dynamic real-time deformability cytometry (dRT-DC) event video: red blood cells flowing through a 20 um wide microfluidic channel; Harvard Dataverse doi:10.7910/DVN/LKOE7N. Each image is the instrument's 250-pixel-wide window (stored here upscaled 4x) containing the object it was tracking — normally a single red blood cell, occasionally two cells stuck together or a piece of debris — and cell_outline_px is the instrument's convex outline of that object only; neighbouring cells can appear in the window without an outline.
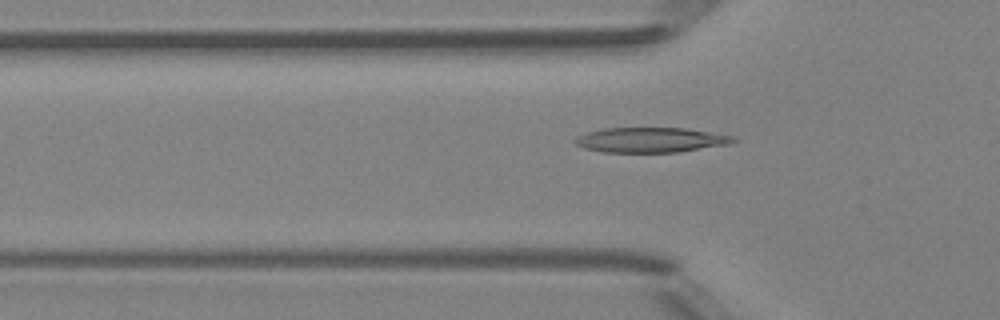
{"species": "Egyptian fruit bat (a non-hibernating species)", "species_latin": "Rousettus aegyptiacus", "temperature_condition": "room temperature", "stored_images_in_passage": 49, "camera_frame_rate_fps": 3000, "um_per_image_px": 0.085, "animal": {"sex": "female"}, "frame": {"image": 1, "passage_image": 16, "time_ms": 5.0, "image_size_px": [1000, 320], "cell_outline_px": [[740, 140], [728, 144], [680, 152], [604, 152], [584, 148], [576, 144], [572, 140], [588, 132], [604, 128], [684, 128], [736, 136]], "centroid_in_image_um": [55.36, 11.89], "position_along_channel_um": 70.4, "area_um2": 23.0}}
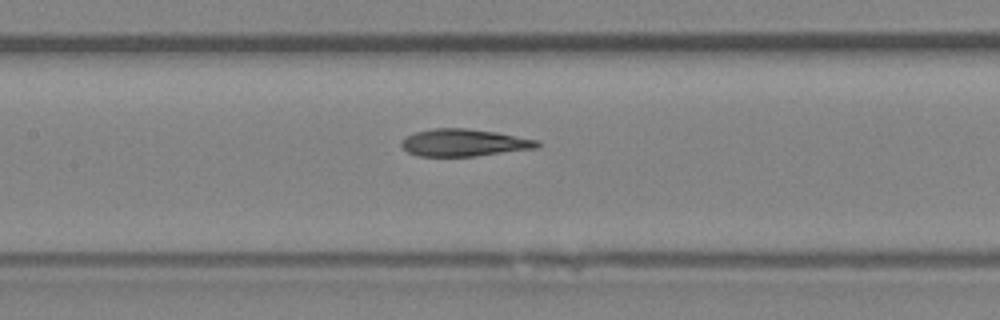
{"frame": {"image": 2, "passage_image": 23, "time_ms": 7.333, "image_size_px": [1000, 320], "cell_outline_px": [[540, 148], [476, 156], [416, 156], [408, 152], [400, 144], [400, 140], [416, 132], [432, 128], [468, 128], [496, 132], [540, 140]], "centroid_in_image_um": [39.48, 12.13], "position_along_channel_um": 167.9, "area_um2": 21.79}}
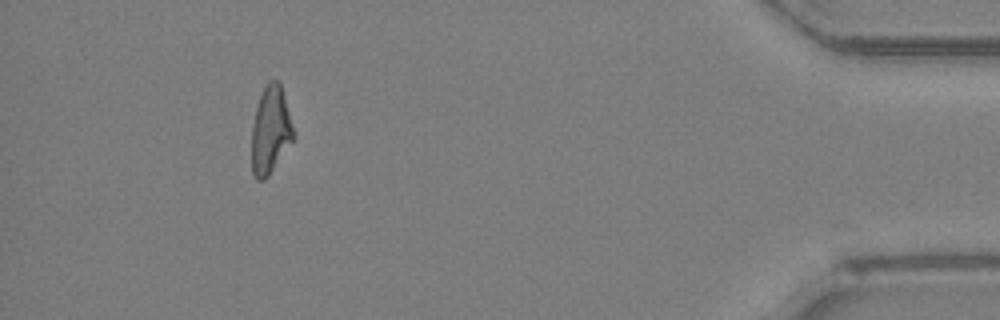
{"frame": {"image": 3, "passage_image": 45, "time_ms": 14.667, "image_size_px": [1000, 320], "cell_outline_px": [[296, 136], [268, 176], [264, 180], [256, 180], [252, 172], [252, 124], [256, 108], [260, 96], [268, 80], [280, 80]], "centroid_in_image_um": [23.0, 11.05], "position_along_channel_um": 412.2, "area_um2": 21.39}, "authors_computed_cell_mechanics": {"area_um2": 22.1952, "velocity_mm_per_s": 4.1843, "shape_relaxation_time_tau1_ms": null, "shape_relaxation_time_tau2_ms": 1.9443, "deformation_change_tau1": null, "deformation_change_tau2": 0.0987}}